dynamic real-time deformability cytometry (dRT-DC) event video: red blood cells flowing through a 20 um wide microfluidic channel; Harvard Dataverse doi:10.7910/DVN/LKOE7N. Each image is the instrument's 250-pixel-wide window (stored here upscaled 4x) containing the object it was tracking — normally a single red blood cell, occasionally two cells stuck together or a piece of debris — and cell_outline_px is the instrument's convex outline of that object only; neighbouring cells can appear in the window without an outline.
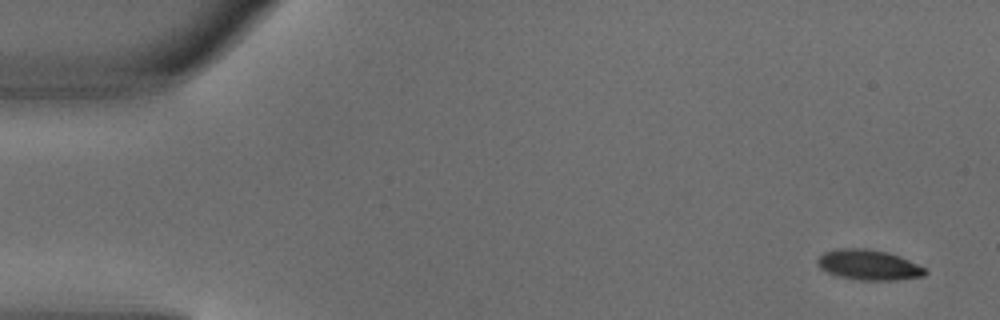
{"species": "common noctule bat (a hibernating species)", "species_latin": "Nyctalus noctula", "temperature_condition": "warm", "stored_images_in_passage": 4, "camera_frame_rate_fps": 3000, "um_per_image_px": 0.085, "animal": {"sex": "male", "body_mass_g": 18.8}, "frame": {"image": 1, "passage_image": 1, "time_ms": 0.0, "image_size_px": [1000, 320], "cell_outline_px": [[928, 272], [924, 276], [896, 280], [860, 280], [840, 276], [828, 272], [820, 268], [816, 260], [824, 252], [836, 248], [868, 248], [888, 252], [900, 256], [924, 268]], "centroid_in_image_um": [73.83, 22.5], "position_along_channel_um": 11.2, "area_um2": 18.96}}